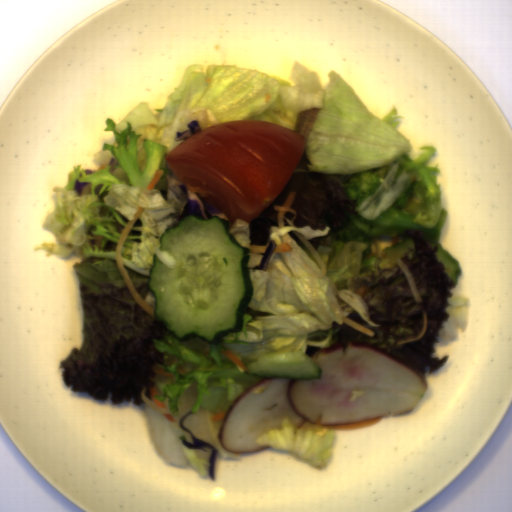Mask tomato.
<instances>
[{"label": "tomato", "instance_id": "1", "mask_svg": "<svg viewBox=\"0 0 512 512\" xmlns=\"http://www.w3.org/2000/svg\"><path fill=\"white\" fill-rule=\"evenodd\" d=\"M307 140L257 119L226 121L188 137L165 156L176 178L224 212L248 224L287 185Z\"/></svg>", "mask_w": 512, "mask_h": 512}]
</instances>
